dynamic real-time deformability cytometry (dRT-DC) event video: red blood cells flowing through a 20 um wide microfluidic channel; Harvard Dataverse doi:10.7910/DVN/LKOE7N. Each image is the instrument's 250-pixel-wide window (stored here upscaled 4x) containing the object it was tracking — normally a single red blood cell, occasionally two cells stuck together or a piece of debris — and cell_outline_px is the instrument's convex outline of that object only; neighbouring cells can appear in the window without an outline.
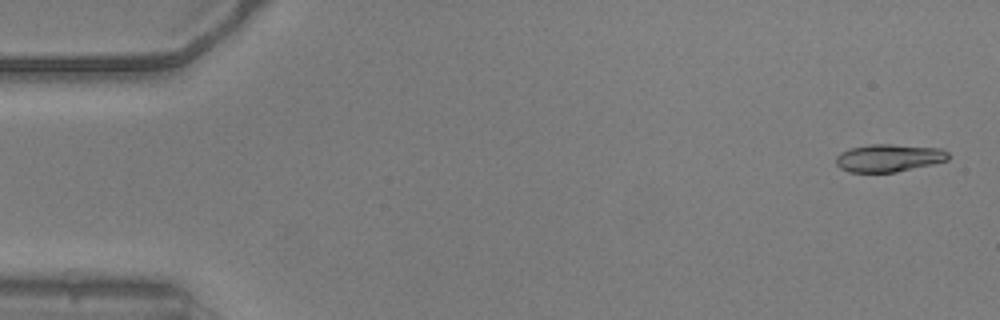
{"species": "common noctule bat (a hibernating species)", "species_latin": "Nyctalus noctula", "temperature_condition": "warm", "stored_images_in_passage": 53, "camera_frame_rate_fps": 3000, "um_per_image_px": 0.085, "animal": {"sex": "male", "body_mass_g": 20.5, "forearm_length_mm": 52.5}, "frame": {"image": 1, "passage_image": 2, "time_ms": 0.333, "image_size_px": [1000, 320], "cell_outline_px": [[948, 160], [932, 164], [896, 172], [848, 172], [840, 168], [836, 164], [836, 156], [840, 152], [848, 148], [872, 144], [892, 144], [940, 148], [948, 152]], "centroid_in_image_um": [75.51, 13.42], "position_along_channel_um": 9.5, "area_um2": 18.15}}
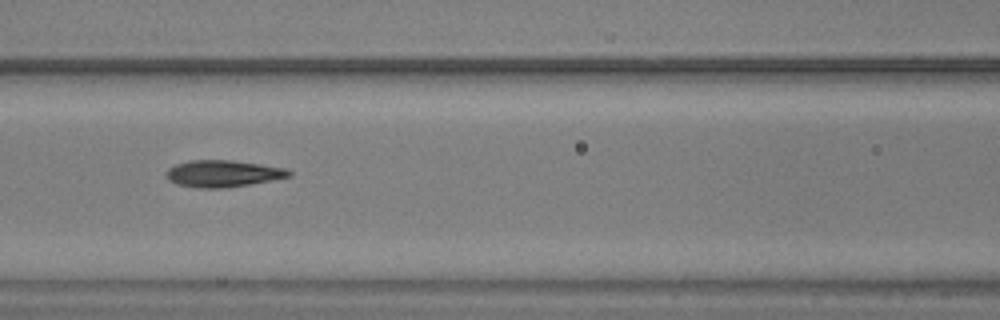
{"frame": {"image": 2, "passage_image": 23, "time_ms": 7.333, "image_size_px": [1000, 320], "cell_outline_px": [[292, 176], [272, 180], [224, 188], [196, 188], [176, 184], [168, 180], [164, 172], [168, 168], [176, 164], [192, 160], [232, 160], [260, 164], [284, 168], [292, 172]], "centroid_in_image_um": [18.91, 14.76], "position_along_channel_um": 147.7, "area_um2": 19.19}}
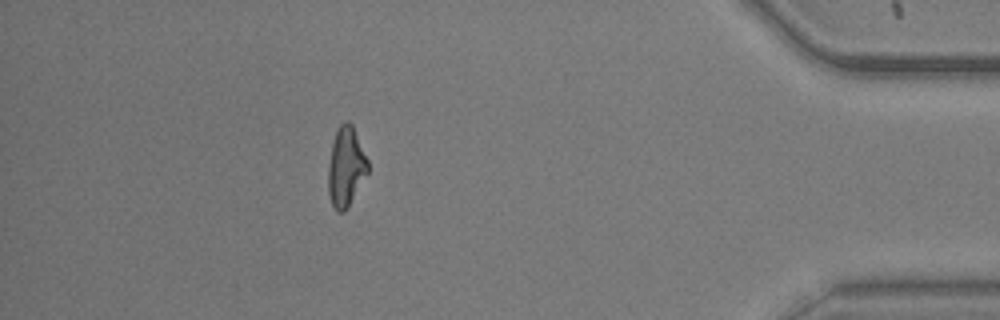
{"frame": {"image": 3, "passage_image": 47, "time_ms": 15.333, "image_size_px": [1000, 320], "cell_outline_px": [[368, 172], [348, 208], [344, 212], [336, 212], [332, 204], [328, 192], [328, 164], [332, 144], [336, 132], [340, 124], [344, 120], [348, 120], [352, 124], [368, 160]], "centroid_in_image_um": [29.4, 14.19], "position_along_channel_um": 405.8, "area_um2": 18.44}, "authors_computed_cell_mechanics": {"area_um2": 18.7272, "velocity_mm_per_s": 3.836, "shape_relaxation_time_tau1_ms": 6.7805, "shape_relaxation_time_tau2_ms": 1.4391, "deformation_change_tau1": 0.2185, "deformation_change_tau2": 0.0838}}